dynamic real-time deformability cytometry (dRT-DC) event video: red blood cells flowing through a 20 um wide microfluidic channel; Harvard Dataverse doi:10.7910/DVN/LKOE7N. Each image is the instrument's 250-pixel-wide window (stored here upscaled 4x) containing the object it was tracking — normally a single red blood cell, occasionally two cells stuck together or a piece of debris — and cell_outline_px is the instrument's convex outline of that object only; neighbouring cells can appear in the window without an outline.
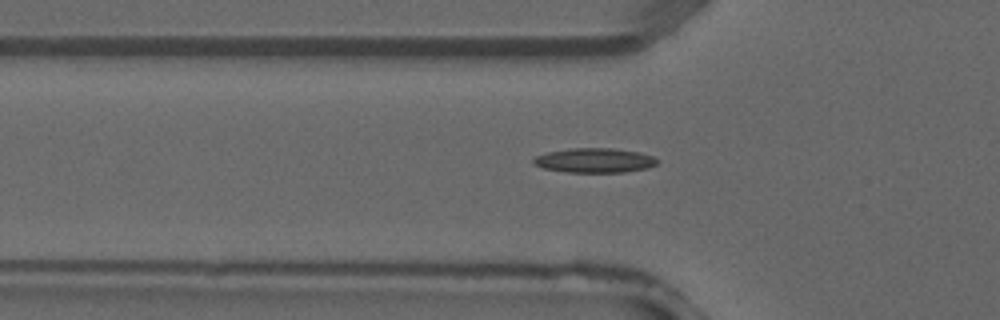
{"species": "common noctule bat (a hibernating species)", "species_latin": "Nyctalus noctula", "temperature_condition": "warm", "stored_images_in_passage": 27, "camera_frame_rate_fps": 3000, "um_per_image_px": 0.085, "animal": {"sex": "male", "forearm_length_mm": 52.5}, "frame": {"image": 1, "passage_image": 6, "time_ms": 1.667, "image_size_px": [1000, 320], "cell_outline_px": [[660, 160], [656, 164], [648, 168], [624, 172], [568, 172], [544, 168], [532, 164], [532, 160], [536, 156], [548, 152], [572, 148], [612, 148], [640, 152], [652, 156]], "centroid_in_image_um": [50.55, 13.63], "position_along_channel_um": 75.2, "area_um2": 17.69}}
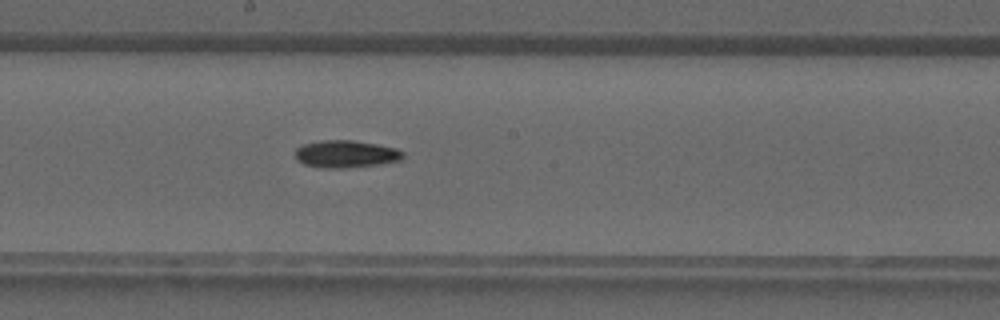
{"frame": {"image": 2, "passage_image": 14, "time_ms": 4.333, "image_size_px": [1000, 320], "cell_outline_px": [[404, 156], [400, 160], [376, 164], [348, 168], [320, 168], [304, 164], [296, 160], [296, 148], [304, 144], [320, 140], [352, 140], [376, 144], [396, 148], [404, 152]], "centroid_in_image_um": [29.37, 13.09], "position_along_channel_um": 218.8, "area_um2": 17.17}}
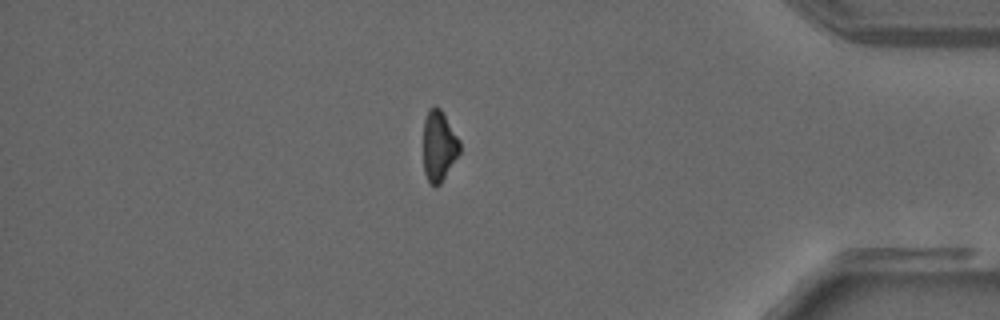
{"frame": {"image": 3, "passage_image": 26, "time_ms": 8.333, "image_size_px": [1000, 320], "cell_outline_px": [[460, 152], [440, 184], [432, 184], [428, 180], [424, 172], [424, 120], [428, 108], [440, 108], [460, 140]], "centroid_in_image_um": [37.31, 12.39], "position_along_channel_um": 397.9, "area_um2": 14.68}}